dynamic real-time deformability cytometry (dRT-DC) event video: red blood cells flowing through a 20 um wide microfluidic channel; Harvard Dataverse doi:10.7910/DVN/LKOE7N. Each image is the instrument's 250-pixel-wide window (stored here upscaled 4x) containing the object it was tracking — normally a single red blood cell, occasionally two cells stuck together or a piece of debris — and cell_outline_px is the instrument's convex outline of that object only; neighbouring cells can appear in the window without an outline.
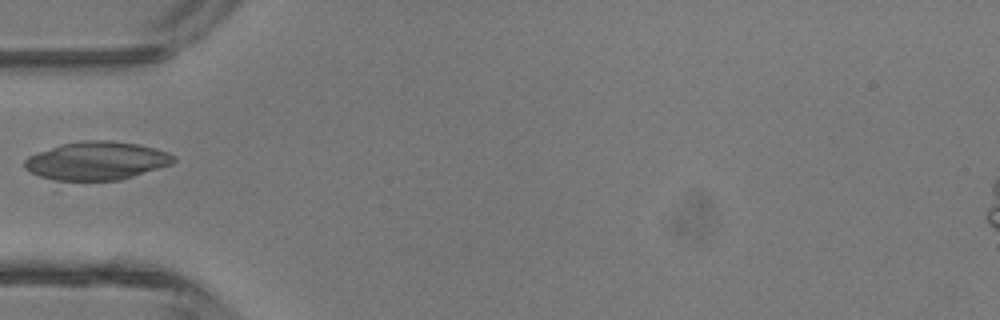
{"species": "common noctule bat (a hibernating species)", "species_latin": "Nyctalus noctula", "temperature_condition": "room temperature", "stored_images_in_passage": 2, "camera_frame_rate_fps": 3000, "um_per_image_px": 0.085, "animal": {"sex": "male", "body_mass_g": 13.3}, "frame": {"image": 1, "passage_image": 2, "time_ms": 0.333, "image_size_px": [1000, 320], "cell_outline_px": [[176, 160], [172, 164], [120, 180], [56, 180], [40, 176], [24, 168], [24, 160], [28, 156], [60, 144], [84, 140], [112, 140], [140, 144], [156, 148], [168, 152], [176, 156]], "centroid_in_image_um": [8.25, 13.65], "position_along_channel_um": 76.8, "area_um2": 33.29}}